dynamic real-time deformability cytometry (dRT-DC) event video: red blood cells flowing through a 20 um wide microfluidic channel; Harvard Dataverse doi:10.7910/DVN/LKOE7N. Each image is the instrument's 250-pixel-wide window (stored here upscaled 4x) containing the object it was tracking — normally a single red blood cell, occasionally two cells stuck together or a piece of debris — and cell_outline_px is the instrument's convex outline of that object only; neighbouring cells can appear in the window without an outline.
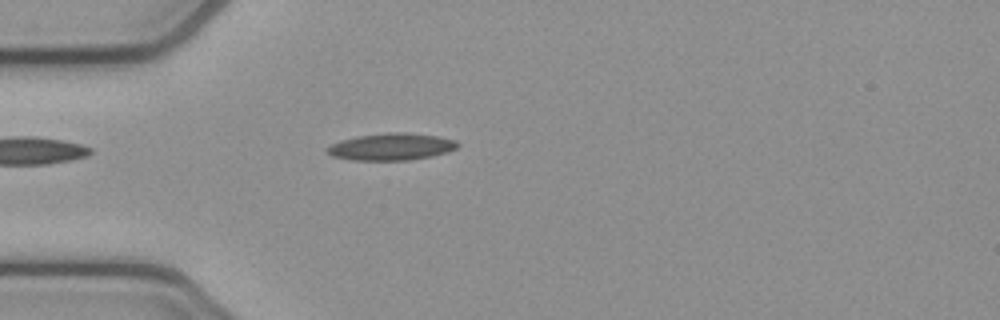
{"species": "common noctule bat (a hibernating species)", "species_latin": "Nyctalus noctula", "temperature_condition": "cold", "stored_images_in_passage": 1, "camera_frame_rate_fps": 3000, "um_per_image_px": 0.085, "animal": {"sex": "female", "body_mass_g": 21.9}, "frame": {"image": 1, "passage_image": 1, "time_ms": 0.0, "image_size_px": [1000, 320], "cell_outline_px": [[460, 144], [456, 148], [448, 152], [432, 156], [408, 160], [352, 160], [332, 156], [324, 148], [340, 140], [356, 136], [388, 132], [404, 132], [440, 136], [456, 140]], "centroid_in_image_um": [33.27, 12.46], "position_along_channel_um": 51.7, "area_um2": 20.69}}